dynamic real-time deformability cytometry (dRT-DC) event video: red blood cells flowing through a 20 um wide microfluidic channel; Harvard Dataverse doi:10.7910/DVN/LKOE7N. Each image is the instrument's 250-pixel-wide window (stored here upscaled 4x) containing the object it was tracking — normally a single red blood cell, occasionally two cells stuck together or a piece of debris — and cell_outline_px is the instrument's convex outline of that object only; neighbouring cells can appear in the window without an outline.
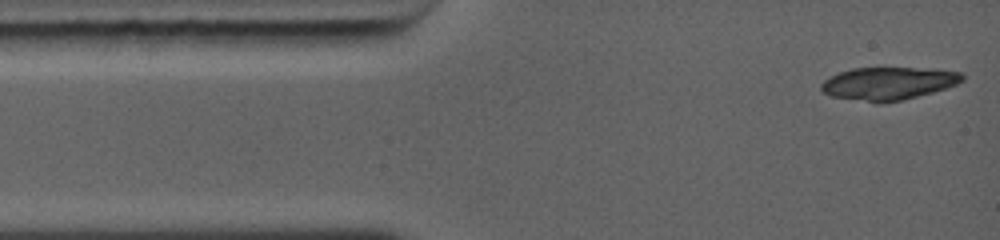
{"species": "common noctule bat (a hibernating species)", "species_latin": "Nyctalus noctula", "temperature_condition": "warm", "stored_images_in_passage": 5, "camera_frame_rate_fps": 5000, "um_per_image_px": 0.085, "animal": {"sex": "female", "body_mass_g": 19.0, "forearm_length_mm": 56.7}, "frame": {"image": 1, "passage_image": 1, "time_ms": 0.0, "image_size_px": [1000, 240], "cell_outline_px": [[964, 80], [956, 84], [932, 92], [900, 100], [868, 100], [832, 96], [824, 92], [820, 88], [820, 84], [824, 80], [840, 72], [852, 68], [936, 68], [960, 72], [964, 76]], "centroid_in_image_um": [75.56, 7.04], "position_along_channel_um": 9.4, "area_um2": 26.07}}